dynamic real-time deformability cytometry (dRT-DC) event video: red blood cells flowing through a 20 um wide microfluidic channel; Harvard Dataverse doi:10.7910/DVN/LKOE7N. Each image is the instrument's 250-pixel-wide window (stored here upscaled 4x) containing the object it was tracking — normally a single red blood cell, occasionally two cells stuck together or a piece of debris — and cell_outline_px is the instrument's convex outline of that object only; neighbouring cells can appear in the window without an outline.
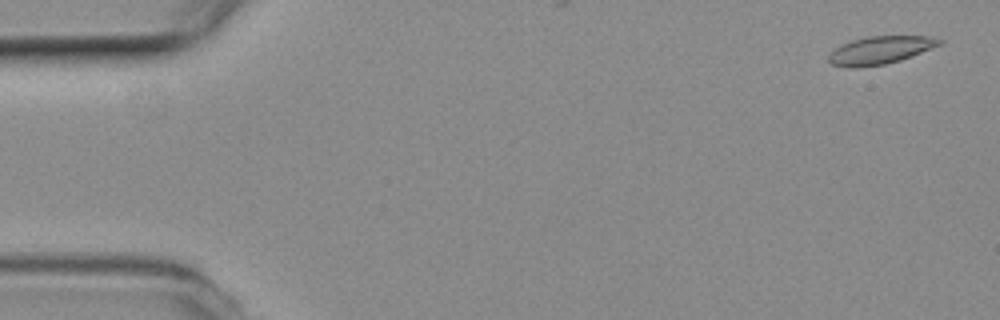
{"species": "common noctule bat (a hibernating species)", "species_latin": "Nyctalus noctula", "temperature_condition": "room temperature", "stored_images_in_passage": 8, "camera_frame_rate_fps": 3000, "um_per_image_px": 0.085, "animal": {"sex": "female", "body_mass_g": 19.3, "forearm_length_mm": 54.1}, "frame": {"image": 1, "passage_image": 1, "time_ms": 0.0, "image_size_px": [1000, 320], "cell_outline_px": [[944, 40], [940, 44], [912, 56], [900, 60], [884, 64], [856, 68], [848, 68], [832, 64], [828, 60], [828, 56], [840, 44], [852, 40], [868, 36], [928, 36]], "centroid_in_image_um": [74.78, 4.26], "position_along_channel_um": 10.2, "area_um2": 17.86}}